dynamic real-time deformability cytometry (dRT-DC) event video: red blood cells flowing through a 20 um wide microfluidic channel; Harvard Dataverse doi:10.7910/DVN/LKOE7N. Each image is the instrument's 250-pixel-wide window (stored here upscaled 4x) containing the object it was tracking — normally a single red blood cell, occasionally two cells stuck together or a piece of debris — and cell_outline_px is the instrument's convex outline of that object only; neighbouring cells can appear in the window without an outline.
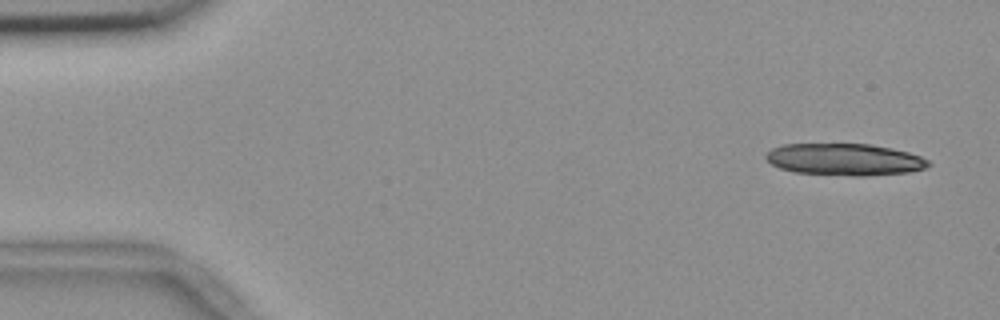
{"species": "common noctule bat (a hibernating species)", "species_latin": "Nyctalus noctula", "temperature_condition": "room temperature", "stored_images_in_passage": 18, "camera_frame_rate_fps": 3000, "um_per_image_px": 0.085, "animal": {"sex": "female", "body_mass_g": 18.4}, "frame": {"image": 1, "passage_image": 1, "time_ms": 0.0, "image_size_px": [1000, 320], "cell_outline_px": [[932, 164], [924, 168], [908, 172], [864, 176], [852, 176], [796, 172], [780, 168], [772, 164], [764, 156], [772, 148], [784, 144], [872, 144], [892, 148], [908, 152], [920, 156], [928, 160]], "centroid_in_image_um": [71.81, 13.55], "position_along_channel_um": 13.2, "area_um2": 30.11}}